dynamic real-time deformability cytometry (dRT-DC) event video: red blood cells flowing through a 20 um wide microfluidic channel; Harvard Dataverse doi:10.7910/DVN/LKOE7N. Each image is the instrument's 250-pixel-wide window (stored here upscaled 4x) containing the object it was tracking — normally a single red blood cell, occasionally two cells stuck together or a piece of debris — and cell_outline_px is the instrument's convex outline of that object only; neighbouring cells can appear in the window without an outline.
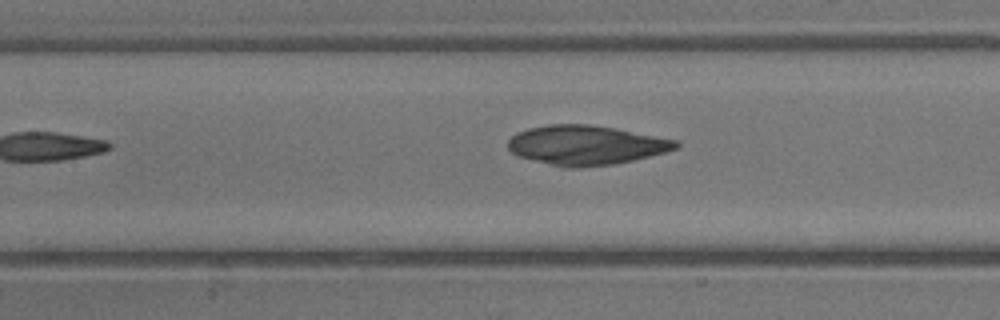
{"species": "common noctule bat (a hibernating species)", "species_latin": "Nyctalus noctula", "temperature_condition": "warm", "stored_images_in_passage": 14, "camera_frame_rate_fps": 3000, "um_per_image_px": 0.085, "animal": {"sex": "male", "body_mass_g": 13.3}, "frame": {"image": 1, "passage_image": 14, "time_ms": 4.333, "image_size_px": [1000, 320], "cell_outline_px": [[680, 144], [676, 148], [664, 152], [632, 160], [612, 164], [580, 168], [568, 168], [520, 156], [512, 152], [508, 148], [508, 140], [516, 132], [528, 128], [548, 124], [588, 124], [616, 128], [680, 140]], "centroid_in_image_um": [49.83, 12.32], "position_along_channel_um": 157.6, "area_um2": 38.44}}